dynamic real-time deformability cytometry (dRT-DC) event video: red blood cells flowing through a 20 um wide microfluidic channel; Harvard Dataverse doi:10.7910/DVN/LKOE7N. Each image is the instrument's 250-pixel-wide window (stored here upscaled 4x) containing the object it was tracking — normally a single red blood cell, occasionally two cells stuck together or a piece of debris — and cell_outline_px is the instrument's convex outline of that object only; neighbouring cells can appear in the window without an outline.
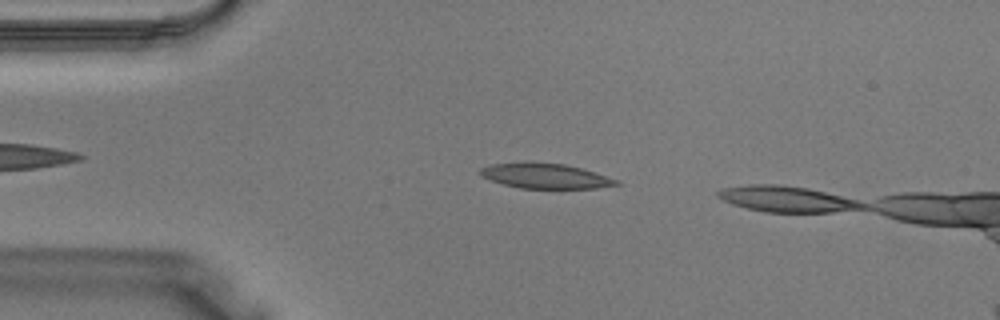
{"species": "Egyptian fruit bat (a non-hibernating species)", "species_latin": "Rousettus aegyptiacus", "temperature_condition": "warm", "stored_images_in_passage": 7, "camera_frame_rate_fps": 3000, "um_per_image_px": 0.085, "animal": {"sex": "male"}, "frame": {"image": 1, "passage_image": 5, "time_ms": 1.333, "image_size_px": [1000, 320], "cell_outline_px": [[620, 184], [596, 188], [520, 188], [504, 184], [480, 176], [480, 168], [492, 164], [564, 164], [580, 168], [616, 180]], "centroid_in_image_um": [46.33, 14.99], "position_along_channel_um": 38.7, "area_um2": 18.79}}